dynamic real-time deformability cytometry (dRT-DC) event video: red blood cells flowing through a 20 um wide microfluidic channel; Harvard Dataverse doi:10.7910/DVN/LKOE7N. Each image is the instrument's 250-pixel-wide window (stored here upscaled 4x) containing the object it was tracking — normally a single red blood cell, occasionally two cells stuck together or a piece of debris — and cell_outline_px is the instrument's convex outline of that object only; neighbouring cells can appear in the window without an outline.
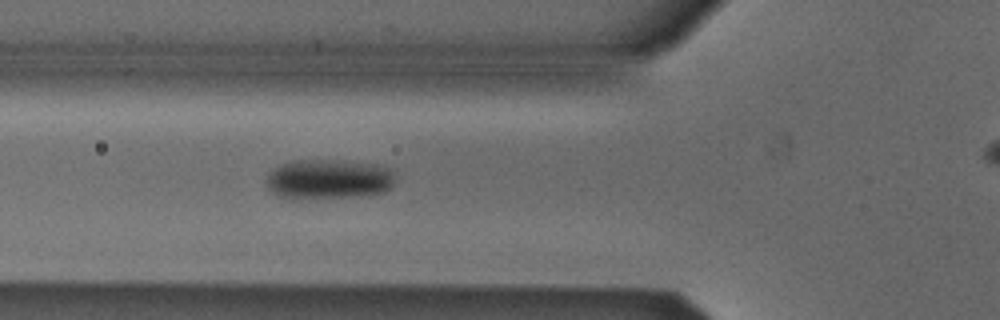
{"species": "Egyptian fruit bat (a non-hibernating species)", "species_latin": "Rousettus aegyptiacus", "temperature_condition": "cold", "stored_images_in_passage": 27, "camera_frame_rate_fps": 3000, "um_per_image_px": 0.085, "animal": {"sex": "male"}, "frame": {"image": 1, "passage_image": 6, "time_ms": 1.667, "image_size_px": [1000, 320], "cell_outline_px": [[396, 176], [392, 188], [384, 192], [368, 196], [296, 200], [288, 200], [272, 192], [268, 188], [268, 176], [272, 168], [280, 164], [292, 160], [332, 160], [380, 164], [392, 168]], "centroid_in_image_um": [27.98, 15.25], "position_along_channel_um": 97.8, "area_um2": 30.98}}
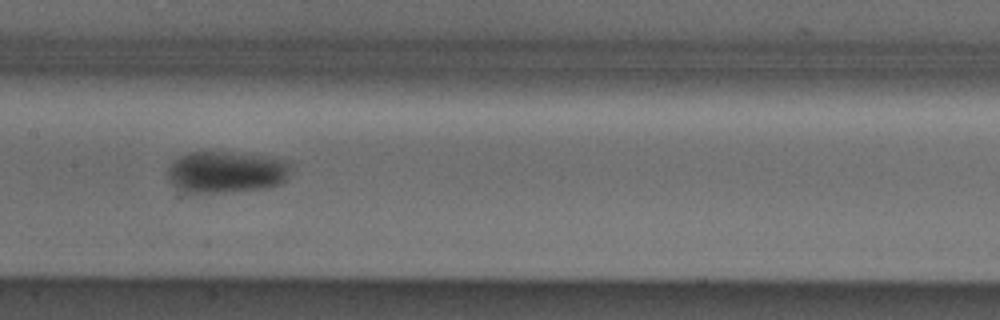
{"frame": {"image": 2, "passage_image": 13, "time_ms": 4.0, "image_size_px": [1000, 320], "cell_outline_px": [[292, 164], [288, 176], [280, 184], [268, 188], [220, 192], [188, 192], [176, 188], [168, 180], [168, 164], [172, 160], [188, 152], [228, 152], [264, 156], [292, 160]], "centroid_in_image_um": [19.24, 14.61], "position_along_channel_um": 188.2, "area_um2": 30.17}}
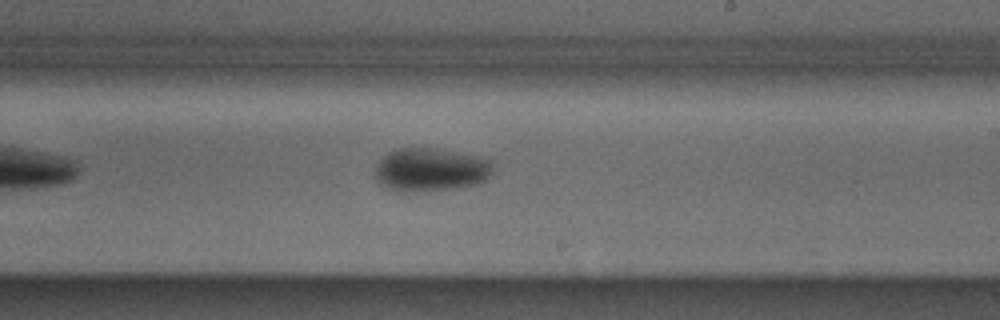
{"frame": {"image": 3, "passage_image": 18, "time_ms": 5.667, "image_size_px": [1000, 320], "cell_outline_px": [[492, 172], [480, 184], [456, 188], [420, 192], [396, 192], [380, 184], [376, 180], [376, 168], [380, 160], [388, 152], [396, 148], [432, 148], [476, 156], [492, 160]], "centroid_in_image_um": [36.59, 14.45], "position_along_channel_um": 252.4, "area_um2": 29.88}, "authors_computed_cell_mechanics": {"area_um2": 29.8826, "velocity_mm_per_s": 3.8577, "shape_relaxation_time_tau1_ms": 3.7042, "shape_relaxation_time_tau2_ms": null, "deformation_change_tau1": 0.0874, "deformation_change_tau2": null}}